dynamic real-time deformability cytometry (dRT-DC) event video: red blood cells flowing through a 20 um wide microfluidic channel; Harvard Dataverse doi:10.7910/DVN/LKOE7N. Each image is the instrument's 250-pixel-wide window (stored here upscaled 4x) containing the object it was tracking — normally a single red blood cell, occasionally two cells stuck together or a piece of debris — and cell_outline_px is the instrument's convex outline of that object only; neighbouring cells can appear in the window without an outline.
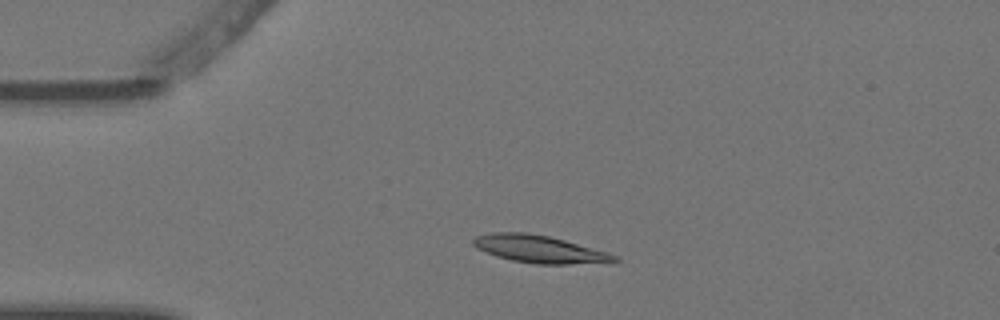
{"species": "Egyptian fruit bat (a non-hibernating species)", "species_latin": "Rousettus aegyptiacus", "temperature_condition": "warm", "stored_images_in_passage": 5, "camera_frame_rate_fps": 3000, "um_per_image_px": 0.085, "animal": {"sex": "female"}, "frame": {"image": 1, "passage_image": 3, "time_ms": 0.667, "image_size_px": [1000, 320], "cell_outline_px": [[620, 260], [616, 264], [536, 264], [512, 260], [496, 256], [476, 248], [472, 244], [472, 240], [476, 236], [492, 232], [528, 232], [548, 236], [564, 240], [608, 252], [616, 256]], "centroid_in_image_um": [45.93, 21.19], "position_along_channel_um": 39.1, "area_um2": 23.0}}